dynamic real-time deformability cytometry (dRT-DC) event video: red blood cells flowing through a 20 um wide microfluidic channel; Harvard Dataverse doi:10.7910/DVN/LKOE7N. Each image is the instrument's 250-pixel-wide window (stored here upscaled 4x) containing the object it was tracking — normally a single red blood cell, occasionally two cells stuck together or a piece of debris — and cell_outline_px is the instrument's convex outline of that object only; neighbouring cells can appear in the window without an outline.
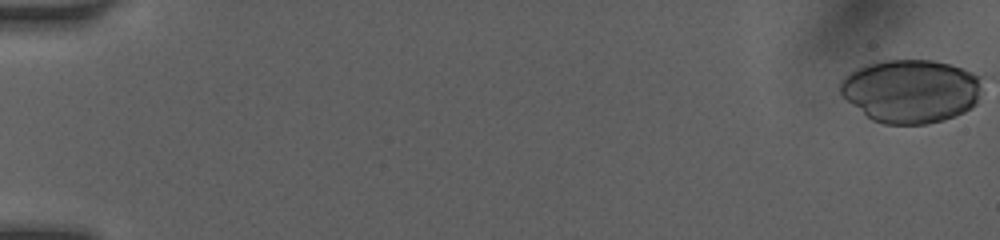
{"species": "human", "species_latin": "Homo sapiens", "temperature_condition": "room temperature", "stored_images_in_passage": 51, "camera_frame_rate_fps": 3000, "um_per_image_px": 0.085, "donor": {"sex": "female"}, "frame": {"image": 1, "passage_image": 1, "time_ms": 0.0, "image_size_px": [1000, 240], "cell_outline_px": [[980, 76], [976, 104], [972, 108], [956, 116], [944, 120], [928, 124], [884, 124], [872, 120], [848, 100], [840, 92], [840, 80], [848, 72], [856, 68], [868, 64], [884, 60], [932, 60], [948, 64], [972, 72]], "centroid_in_image_um": [77.4, 7.74], "position_along_channel_um": 7.6, "area_um2": 52.19}}